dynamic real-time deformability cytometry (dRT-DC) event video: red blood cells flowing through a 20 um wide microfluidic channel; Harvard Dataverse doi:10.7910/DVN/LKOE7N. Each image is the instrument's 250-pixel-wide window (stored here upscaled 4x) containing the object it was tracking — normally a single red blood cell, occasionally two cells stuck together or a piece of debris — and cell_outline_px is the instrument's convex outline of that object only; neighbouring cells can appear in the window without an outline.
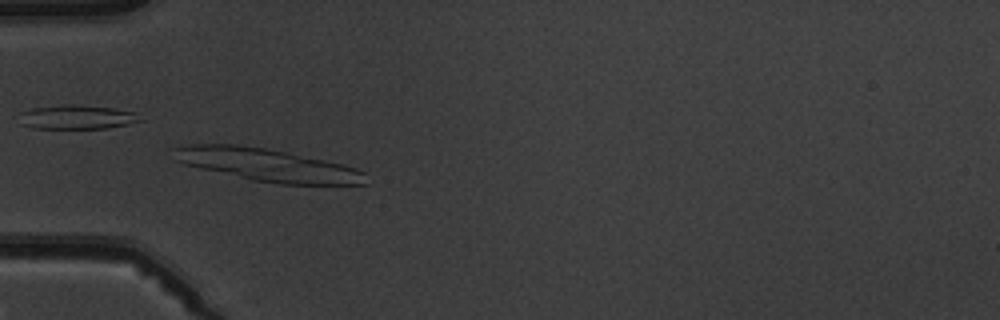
{"species": "common noctule bat (a hibernating species)", "species_latin": "Nyctalus noctula", "temperature_condition": "warm", "stored_images_in_passage": 5, "camera_frame_rate_fps": 3000, "um_per_image_px": 0.085, "animal": {"sex": "male", "body_mass_g": 19.5, "forearm_length_mm": 54.6}, "frame": {"image": 1, "passage_image": 4, "time_ms": 3.667, "image_size_px": [1000, 320], "cell_outline_px": [[368, 184], [280, 184], [252, 180], [200, 168], [184, 164], [172, 160], [172, 148], [188, 144], [236, 144], [264, 148], [344, 164], [356, 168], [364, 172]], "centroid_in_image_um": [22.66, 14.01], "position_along_channel_um": 62.3, "area_um2": 36.53}}